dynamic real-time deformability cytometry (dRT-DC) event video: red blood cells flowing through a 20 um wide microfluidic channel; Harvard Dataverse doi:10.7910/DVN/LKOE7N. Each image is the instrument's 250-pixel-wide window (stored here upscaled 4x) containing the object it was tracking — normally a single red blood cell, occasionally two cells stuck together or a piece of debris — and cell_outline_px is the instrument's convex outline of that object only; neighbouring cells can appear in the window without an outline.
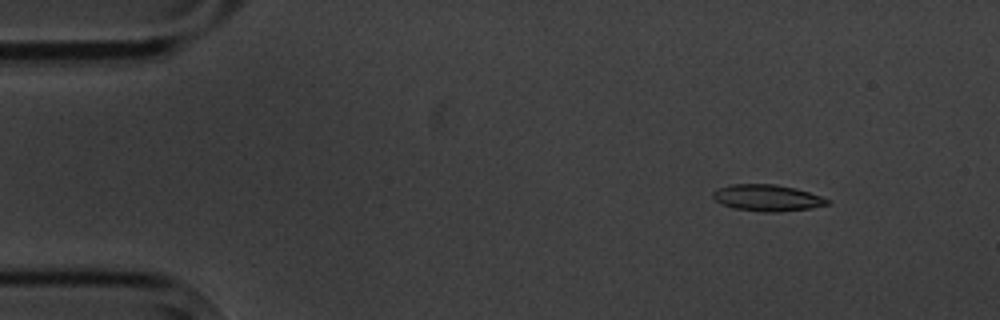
{"species": "common noctule bat (a hibernating species)", "species_latin": "Nyctalus noctula", "temperature_condition": "cold", "stored_images_in_passage": 10, "camera_frame_rate_fps": 3000, "um_per_image_px": 0.085, "animal": {"sex": "male", "body_mass_g": 20.1, "forearm_length_mm": 53.5}, "frame": {"image": 1, "passage_image": 2, "time_ms": 1.0, "image_size_px": [1000, 320], "cell_outline_px": [[832, 200], [828, 204], [812, 208], [776, 212], [764, 212], [732, 208], [716, 200], [712, 196], [712, 192], [720, 188], [732, 184], [776, 184], [796, 188]], "centroid_in_image_um": [65.24, 16.82], "position_along_channel_um": 19.8, "area_um2": 17.57}}
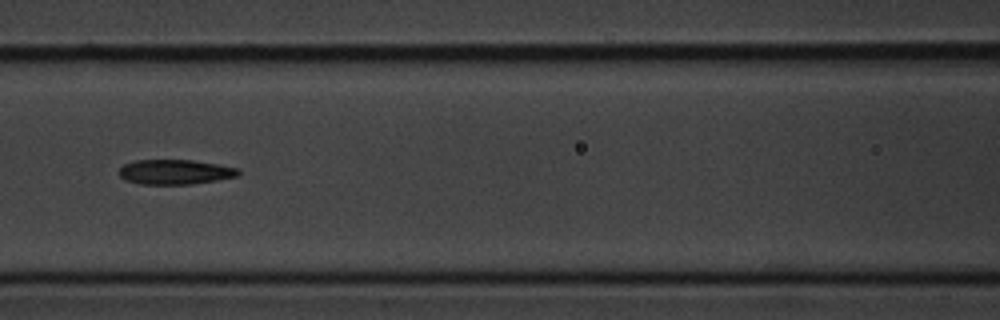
{"frame": {"image": 2, "passage_image": 7, "time_ms": 7.0, "image_size_px": [1000, 320], "cell_outline_px": [[240, 172], [236, 176], [216, 180], [188, 184], [140, 184], [124, 180], [120, 176], [120, 168], [124, 164], [136, 160], [192, 160], [220, 164], [240, 168]], "centroid_in_image_um": [14.88, 14.61], "position_along_channel_um": 151.7, "area_um2": 17.22}}
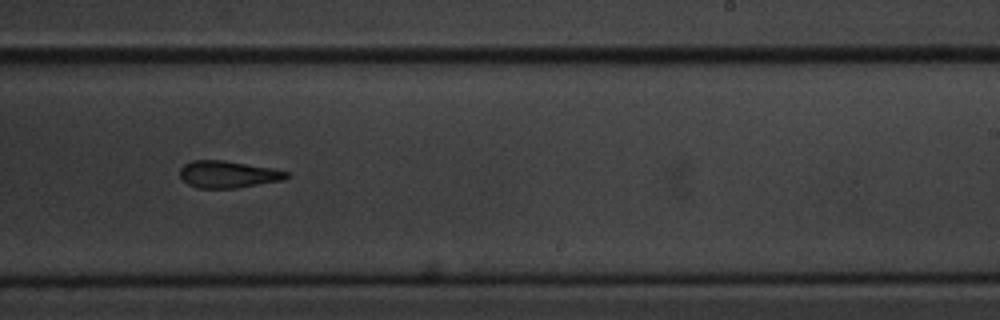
{"frame": {"image": 3, "passage_image": 10, "time_ms": 10.333, "image_size_px": [1000, 320], "cell_outline_px": [[288, 176], [284, 180], [236, 188], [196, 188], [188, 184], [180, 176], [180, 168], [184, 164], [192, 160], [224, 160], [272, 168], [288, 172]], "centroid_in_image_um": [19.36, 14.82], "position_along_channel_um": 269.6, "area_um2": 16.76}}